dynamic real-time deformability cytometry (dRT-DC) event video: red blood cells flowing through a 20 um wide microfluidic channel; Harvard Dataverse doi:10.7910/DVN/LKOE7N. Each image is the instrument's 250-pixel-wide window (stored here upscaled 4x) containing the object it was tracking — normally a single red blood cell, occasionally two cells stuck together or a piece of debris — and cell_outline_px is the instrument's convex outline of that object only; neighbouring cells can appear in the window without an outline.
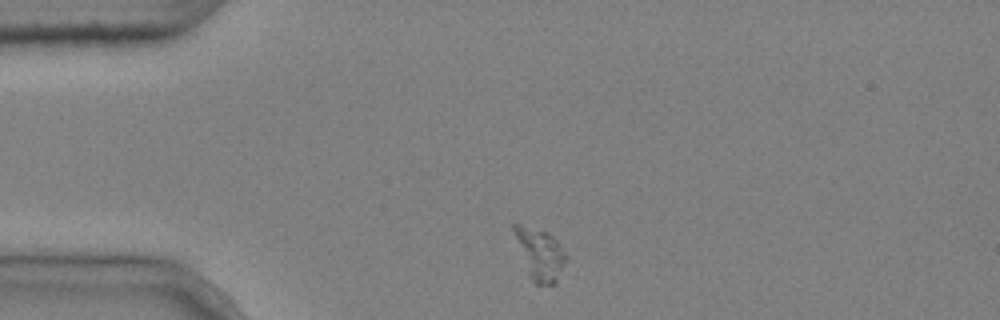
{"species": "common noctule bat (a hibernating species)", "species_latin": "Nyctalus noctula", "temperature_condition": "cold", "stored_images_in_passage": 3, "camera_frame_rate_fps": 3000, "um_per_image_px": 0.085, "animal": {"sex": "male", "body_mass_g": 20.4}, "frame": {"image": 1, "passage_image": 1, "time_ms": 0.0, "image_size_px": [1000, 320], "cell_outline_px": [[568, 256], [556, 284], [536, 284], [528, 276], [512, 228], [512, 224], [520, 224], [548, 232], [556, 240]], "centroid_in_image_um": [45.9, 21.61], "position_along_channel_um": 39.1, "area_um2": 15.55}}